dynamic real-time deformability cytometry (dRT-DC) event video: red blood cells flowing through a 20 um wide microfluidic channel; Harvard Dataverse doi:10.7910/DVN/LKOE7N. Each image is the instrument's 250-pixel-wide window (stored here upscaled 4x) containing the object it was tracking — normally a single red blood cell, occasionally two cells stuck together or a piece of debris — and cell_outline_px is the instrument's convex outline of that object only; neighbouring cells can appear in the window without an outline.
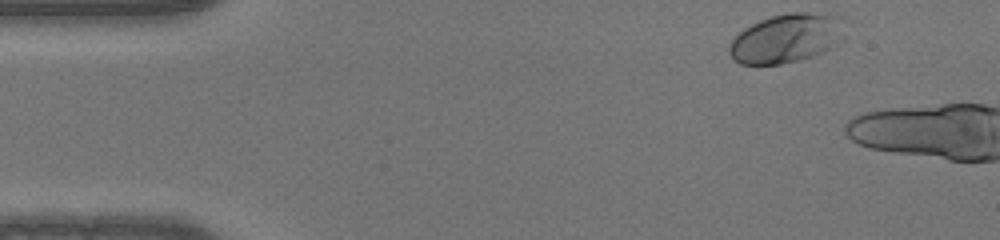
{"species": "human", "species_latin": "Homo sapiens", "temperature_condition": "warm", "stored_images_in_passage": 4, "camera_frame_rate_fps": 3000, "um_per_image_px": 0.085, "donor": {"sex": "male"}, "frame": {"image": 1, "passage_image": 1, "time_ms": 0.0, "image_size_px": [1000, 240], "cell_outline_px": [[844, 40], [812, 56], [800, 60], [780, 64], [740, 64], [732, 60], [728, 52], [728, 48], [732, 40], [744, 28], [760, 20], [772, 16], [788, 12], [808, 12], [840, 16]], "centroid_in_image_um": [66.81, 3.26], "position_along_channel_um": 18.2, "area_um2": 32.83}}